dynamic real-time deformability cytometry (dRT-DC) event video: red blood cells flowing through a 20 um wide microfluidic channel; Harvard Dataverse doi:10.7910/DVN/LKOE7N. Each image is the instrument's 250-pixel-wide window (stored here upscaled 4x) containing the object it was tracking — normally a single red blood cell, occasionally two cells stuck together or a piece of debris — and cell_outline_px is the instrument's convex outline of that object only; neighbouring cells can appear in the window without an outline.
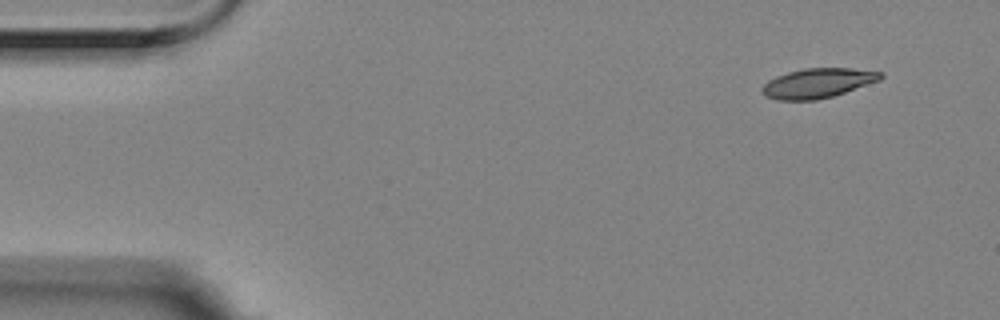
{"species": "Egyptian fruit bat (a non-hibernating species)", "species_latin": "Rousettus aegyptiacus", "temperature_condition": "room temperature", "stored_images_in_passage": 9, "camera_frame_rate_fps": 3000, "um_per_image_px": 0.085, "animal": {"sex": "female"}, "frame": {"image": 1, "passage_image": 1, "time_ms": 0.0, "image_size_px": [1000, 320], "cell_outline_px": [[884, 76], [880, 80], [832, 96], [816, 100], [776, 100], [768, 96], [760, 88], [768, 80], [776, 76], [788, 72], [804, 68], [852, 68], [884, 72]], "centroid_in_image_um": [69.52, 7.05], "position_along_channel_um": 15.5, "area_um2": 20.35}}
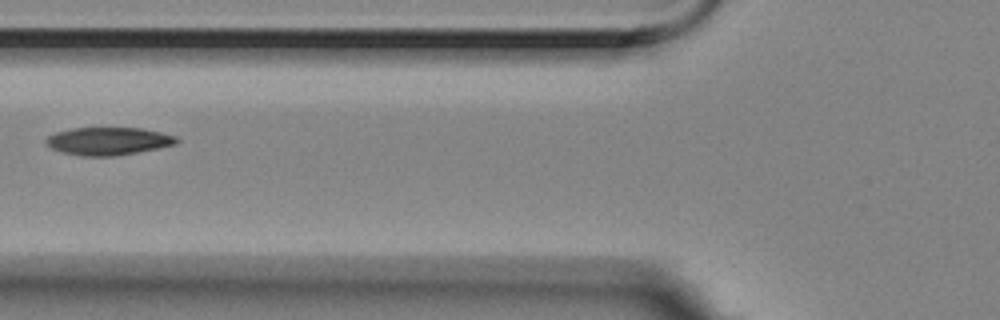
{"frame": {"image": 2, "passage_image": 6, "time_ms": 1.667, "image_size_px": [1000, 320], "cell_outline_px": [[180, 140], [176, 144], [160, 148], [116, 156], [80, 156], [64, 152], [52, 148], [44, 140], [48, 136], [56, 132], [72, 128], [140, 128], [160, 132], [176, 136]], "centroid_in_image_um": [9.24, 12.0], "position_along_channel_um": 116.6, "area_um2": 21.1}}
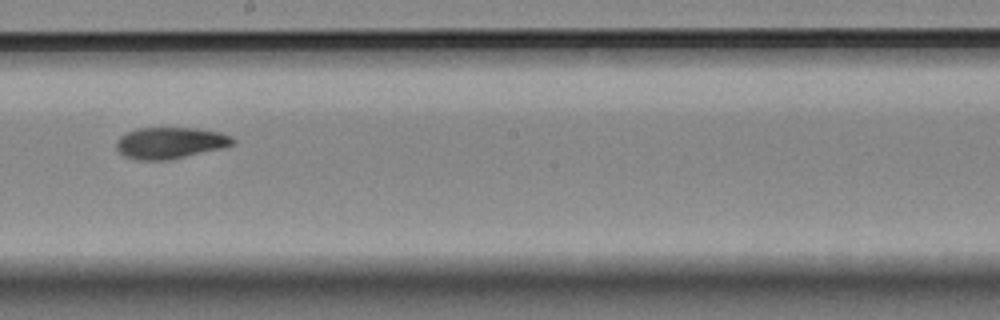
{"frame": {"image": 3, "passage_image": 9, "time_ms": 2.667, "image_size_px": [1000, 320], "cell_outline_px": [[236, 140], [232, 144], [220, 148], [168, 160], [136, 160], [124, 156], [116, 148], [116, 140], [120, 136], [128, 132], [140, 128], [196, 128], [220, 132]], "centroid_in_image_um": [14.41, 12.15], "position_along_channel_um": 233.8, "area_um2": 21.04}}